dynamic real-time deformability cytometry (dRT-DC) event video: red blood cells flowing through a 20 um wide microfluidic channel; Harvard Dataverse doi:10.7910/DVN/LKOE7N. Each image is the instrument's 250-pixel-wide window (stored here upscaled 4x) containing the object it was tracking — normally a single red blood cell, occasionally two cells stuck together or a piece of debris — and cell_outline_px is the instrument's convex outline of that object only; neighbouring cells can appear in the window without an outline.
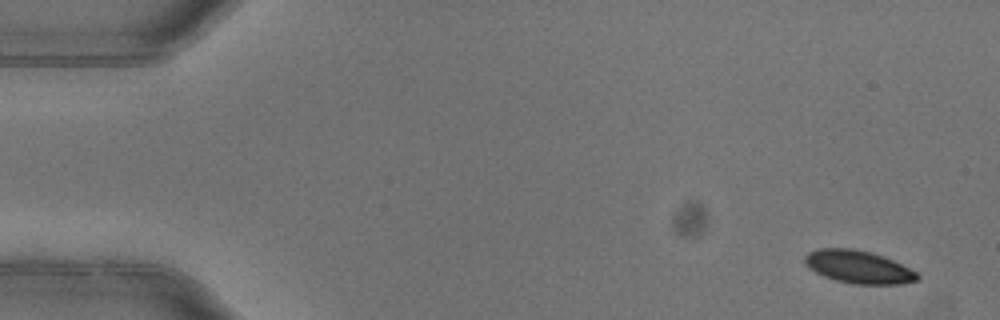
{"species": "common noctule bat (a hibernating species)", "species_latin": "Nyctalus noctula", "temperature_condition": "warm", "stored_images_in_passage": 5, "camera_frame_rate_fps": 3000, "um_per_image_px": 0.085, "animal": {"sex": "female"}, "frame": {"image": 1, "passage_image": 1, "time_ms": 0.0, "image_size_px": [1000, 320], "cell_outline_px": [[920, 276], [916, 280], [900, 284], [852, 284], [836, 280], [824, 276], [808, 268], [804, 260], [804, 256], [808, 252], [820, 248], [852, 248], [872, 252], [892, 260], [916, 272]], "centroid_in_image_um": [72.93, 22.68], "position_along_channel_um": 12.1, "area_um2": 21.39}}
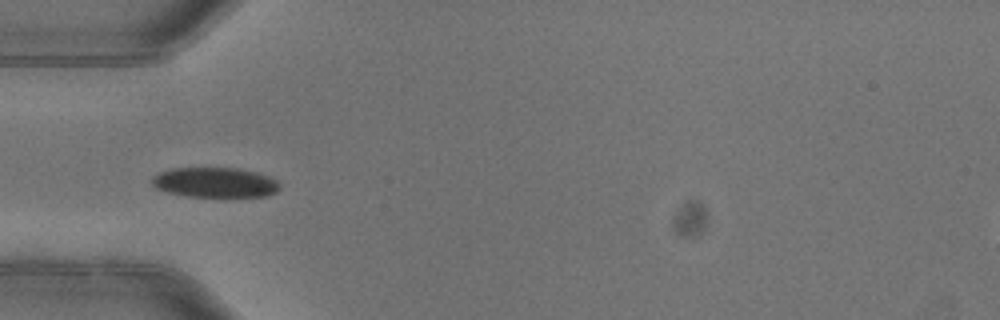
{"frame": {"image": 2, "passage_image": 5, "time_ms": 1.333, "image_size_px": [1000, 320], "cell_outline_px": [[280, 188], [276, 192], [264, 196], [184, 196], [168, 192], [156, 188], [152, 184], [152, 176], [160, 172], [172, 168], [236, 168], [256, 172], [268, 176], [276, 180], [280, 184]], "centroid_in_image_um": [18.26, 15.5], "position_along_channel_um": 66.7, "area_um2": 22.2}}